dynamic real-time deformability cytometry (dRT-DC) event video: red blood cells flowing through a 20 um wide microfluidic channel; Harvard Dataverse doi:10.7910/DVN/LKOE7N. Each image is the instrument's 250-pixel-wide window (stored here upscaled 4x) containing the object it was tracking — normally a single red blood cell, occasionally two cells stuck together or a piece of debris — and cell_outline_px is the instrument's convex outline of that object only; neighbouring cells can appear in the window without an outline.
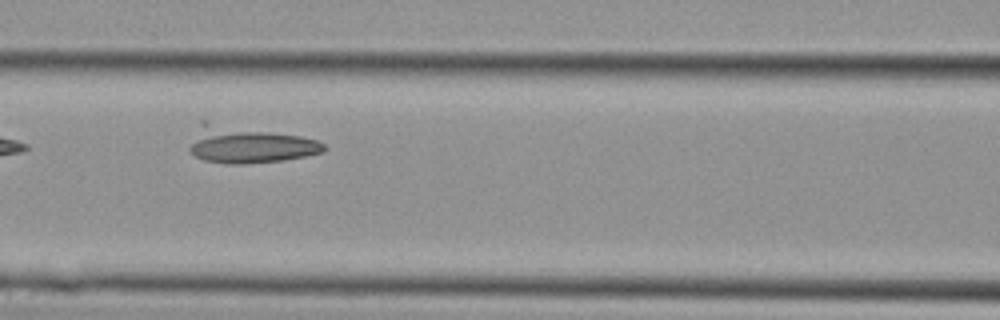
{"species": "Egyptian fruit bat (a non-hibernating species)", "species_latin": "Rousettus aegyptiacus", "temperature_condition": "cold", "stored_images_in_passage": 3, "camera_frame_rate_fps": 3000, "um_per_image_px": 0.085, "animal": {"sex": "female"}, "frame": {"image": 1, "passage_image": 3, "time_ms": 0.667, "image_size_px": [1000, 320], "cell_outline_px": [[328, 148], [324, 152], [284, 160], [244, 164], [228, 164], [204, 160], [196, 156], [188, 148], [200, 120], [204, 120], [300, 136], [316, 140], [324, 144]], "centroid_in_image_um": [21.12, 12.28], "position_along_channel_um": 145.5, "area_um2": 28.96}}